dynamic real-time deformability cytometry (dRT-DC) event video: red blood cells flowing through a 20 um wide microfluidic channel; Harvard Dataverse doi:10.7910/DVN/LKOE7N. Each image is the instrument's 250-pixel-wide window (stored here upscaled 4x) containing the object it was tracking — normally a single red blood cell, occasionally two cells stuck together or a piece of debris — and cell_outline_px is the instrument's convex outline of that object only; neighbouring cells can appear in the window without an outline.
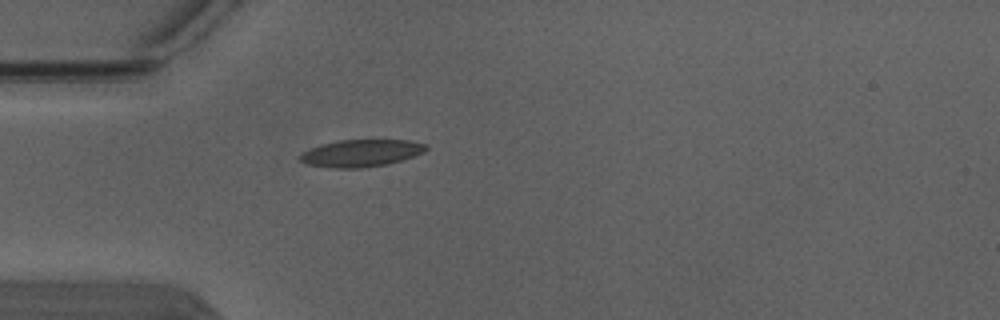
{"species": "Egyptian fruit bat (a non-hibernating species)", "species_latin": "Rousettus aegyptiacus", "temperature_condition": "warm", "stored_images_in_passage": 3, "camera_frame_rate_fps": 3000, "um_per_image_px": 0.085, "animal": {"sex": "male"}, "frame": {"image": 1, "passage_image": 3, "time_ms": 0.667, "image_size_px": [1000, 320], "cell_outline_px": [[428, 148], [424, 152], [400, 160], [384, 164], [360, 168], [332, 168], [308, 164], [300, 160], [300, 156], [304, 152], [320, 144], [336, 140], [408, 140], [424, 144]], "centroid_in_image_um": [30.67, 13.01], "position_along_channel_um": 54.3, "area_um2": 19.59}}